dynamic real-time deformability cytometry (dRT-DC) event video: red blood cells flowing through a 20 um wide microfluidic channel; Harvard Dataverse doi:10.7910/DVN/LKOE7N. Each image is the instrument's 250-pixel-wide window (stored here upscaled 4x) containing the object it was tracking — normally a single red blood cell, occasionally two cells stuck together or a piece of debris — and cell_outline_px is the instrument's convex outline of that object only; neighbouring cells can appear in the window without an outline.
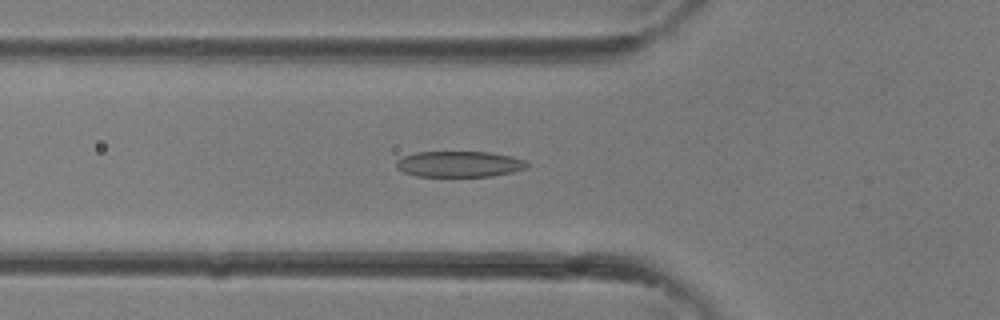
{"species": "common noctule bat (a hibernating species)", "species_latin": "Nyctalus noctula", "temperature_condition": "room temperature", "stored_images_in_passage": 32, "camera_frame_rate_fps": 3000, "um_per_image_px": 0.085, "animal": {"sex": "female"}, "frame": {"image": 1, "passage_image": 8, "time_ms": 2.333, "image_size_px": [1000, 320], "cell_outline_px": [[528, 168], [512, 172], [492, 176], [416, 176], [404, 172], [396, 168], [396, 160], [404, 156], [416, 152], [488, 152], [512, 156], [524, 160], [528, 164]], "centroid_in_image_um": [39.04, 13.94], "position_along_channel_um": 86.8, "area_um2": 19.71}}
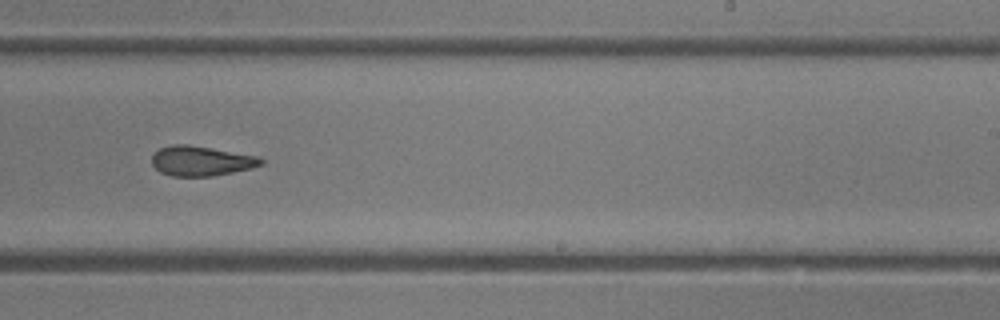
{"frame": {"image": 2, "passage_image": 18, "time_ms": 5.667, "image_size_px": [1000, 320], "cell_outline_px": [[264, 164], [252, 168], [212, 176], [172, 176], [160, 172], [152, 164], [152, 156], [160, 148], [172, 144], [188, 144], [260, 156], [264, 160]], "centroid_in_image_um": [17.13, 13.67], "position_along_channel_um": 271.9, "area_um2": 19.07}}
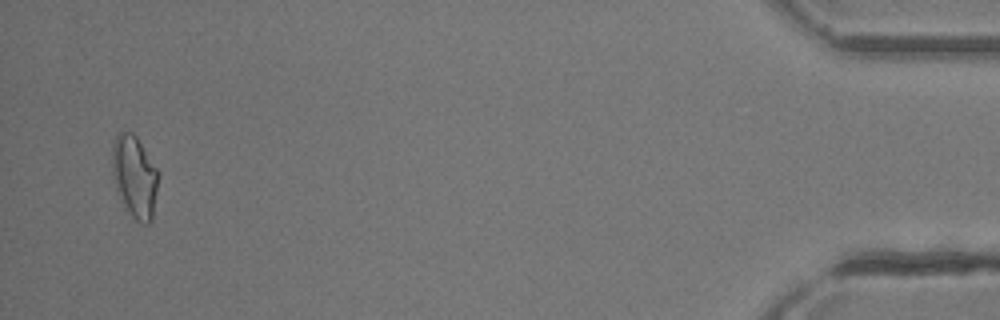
{"frame": {"image": 3, "passage_image": 31, "time_ms": 10.0, "image_size_px": [1000, 320], "cell_outline_px": [[160, 172], [152, 220], [148, 224], [144, 224], [136, 220], [124, 208], [116, 192], [112, 176], [112, 144], [116, 132], [132, 132], [136, 136]], "centroid_in_image_um": [11.43, 15.01], "position_along_channel_um": 423.8, "area_um2": 22.66}}